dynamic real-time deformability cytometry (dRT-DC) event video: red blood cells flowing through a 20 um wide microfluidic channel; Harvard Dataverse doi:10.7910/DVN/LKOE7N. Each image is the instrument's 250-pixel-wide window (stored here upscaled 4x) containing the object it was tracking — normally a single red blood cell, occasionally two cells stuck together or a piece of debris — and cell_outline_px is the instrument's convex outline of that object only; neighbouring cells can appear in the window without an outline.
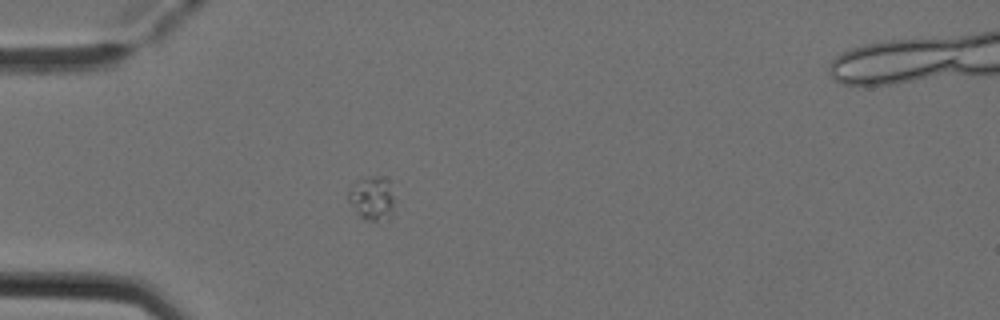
{"species": "Egyptian fruit bat (a non-hibernating species)", "species_latin": "Rousettus aegyptiacus", "temperature_condition": "cold", "stored_images_in_passage": 2, "camera_frame_rate_fps": 3000, "um_per_image_px": 0.085, "animal": {"sex": "female"}, "frame": {"image": 1, "passage_image": 1, "time_ms": 0.0, "image_size_px": [1000, 320], "cell_outline_px": [[392, 212], [388, 216], [376, 220], [364, 220], [360, 216], [348, 200], [348, 192], [352, 188], [364, 180], [372, 176], [380, 176], [384, 180], [392, 196]], "centroid_in_image_um": [31.58, 16.9], "position_along_channel_um": 53.4, "area_um2": 10.58}}